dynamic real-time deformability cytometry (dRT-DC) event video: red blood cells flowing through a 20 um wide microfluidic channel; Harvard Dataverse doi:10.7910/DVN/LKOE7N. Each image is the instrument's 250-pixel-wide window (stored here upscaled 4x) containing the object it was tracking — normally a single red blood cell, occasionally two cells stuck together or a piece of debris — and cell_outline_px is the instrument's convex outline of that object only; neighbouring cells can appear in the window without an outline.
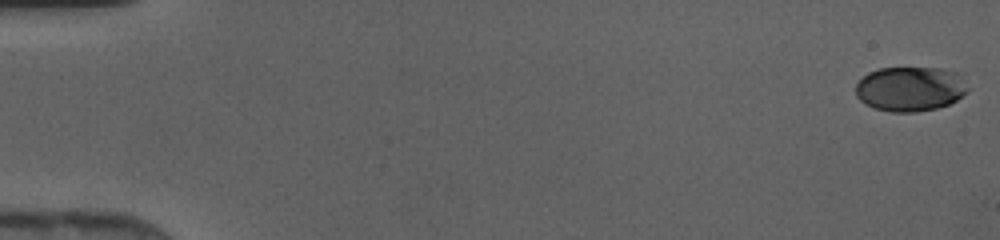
{"species": "human", "species_latin": "Homo sapiens", "temperature_condition": "cold", "stored_images_in_passage": 48, "camera_frame_rate_fps": 3000, "um_per_image_px": 0.085, "donor": {"sex": "female"}, "frame": {"image": 1, "passage_image": 1, "time_ms": 0.0, "image_size_px": [1000, 240], "cell_outline_px": [[968, 88], [956, 100], [948, 104], [936, 108], [916, 112], [892, 112], [872, 108], [864, 104], [856, 96], [856, 84], [868, 72], [880, 68], [940, 68], [960, 72]], "centroid_in_image_um": [77.35, 7.55], "position_along_channel_um": 7.7, "area_um2": 29.3}}
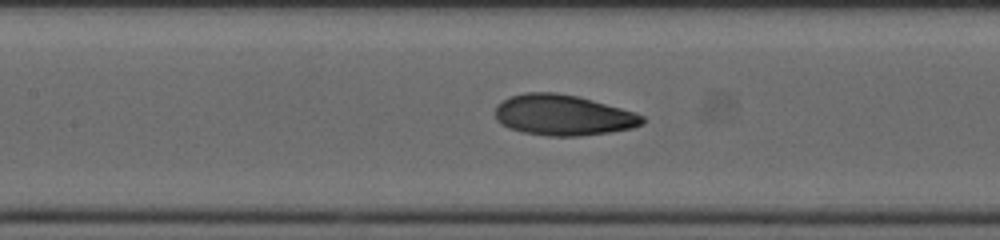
{"frame": {"image": 2, "passage_image": 24, "time_ms": 7.667, "image_size_px": [1000, 240], "cell_outline_px": [[648, 120], [644, 124], [632, 128], [612, 132], [580, 136], [548, 136], [524, 132], [508, 128], [500, 124], [496, 120], [496, 104], [512, 96], [524, 92], [556, 92], [576, 96], [592, 100], [636, 112], [644, 116]], "centroid_in_image_um": [47.89, 9.79], "position_along_channel_um": 159.5, "area_um2": 35.14}}
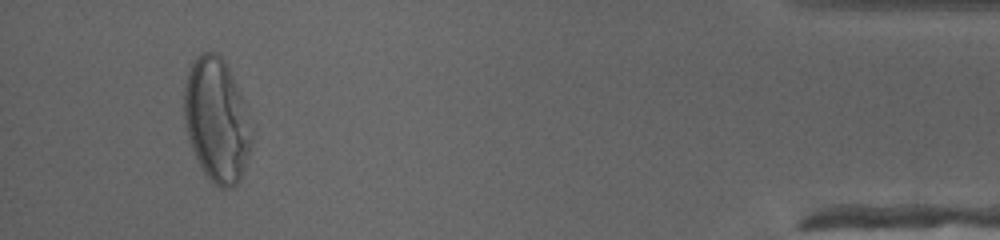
{"frame": {"image": 3, "passage_image": 46, "time_ms": 15.0, "image_size_px": [1000, 240], "cell_outline_px": [[252, 144], [240, 180], [236, 184], [228, 188], [220, 188], [200, 168], [188, 140], [184, 124], [184, 84], [188, 72], [196, 56], [200, 52], [216, 52], [224, 60], [240, 92], [244, 104], [252, 136]], "centroid_in_image_um": [18.39, 10.21], "position_along_channel_um": 416.8, "area_um2": 48.49}}